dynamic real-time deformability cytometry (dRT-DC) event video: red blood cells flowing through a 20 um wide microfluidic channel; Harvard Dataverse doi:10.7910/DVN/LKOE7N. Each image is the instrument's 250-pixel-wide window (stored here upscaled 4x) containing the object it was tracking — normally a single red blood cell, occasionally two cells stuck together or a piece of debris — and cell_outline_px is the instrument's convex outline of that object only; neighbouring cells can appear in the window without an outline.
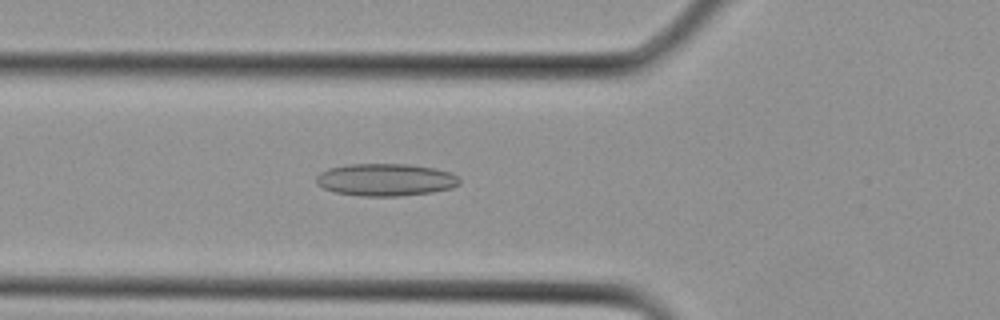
{"species": "Egyptian fruit bat (a non-hibernating species)", "species_latin": "Rousettus aegyptiacus", "temperature_condition": "cold", "stored_images_in_passage": 28, "camera_frame_rate_fps": 3000, "um_per_image_px": 0.085, "animal": {"sex": "female"}, "frame": {"image": 1, "passage_image": 11, "time_ms": 3.333, "image_size_px": [1000, 320], "cell_outline_px": [[460, 184], [452, 188], [432, 192], [400, 196], [360, 196], [336, 192], [324, 188], [316, 184], [316, 176], [320, 172], [328, 168], [348, 164], [408, 164], [436, 168], [448, 172], [456, 176], [460, 180]], "centroid_in_image_um": [32.76, 15.28], "position_along_channel_um": 93.0, "area_um2": 27.11}}
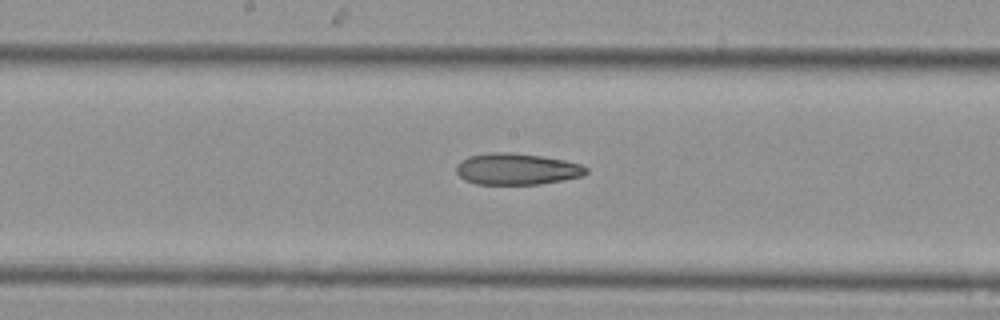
{"frame": {"image": 2, "passage_image": 16, "time_ms": 5.0, "image_size_px": [1000, 320], "cell_outline_px": [[588, 172], [584, 176], [540, 184], [476, 184], [464, 180], [456, 172], [456, 164], [460, 160], [468, 156], [492, 152], [500, 152], [540, 156], [564, 160], [580, 164], [588, 168]], "centroid_in_image_um": [43.91, 14.37], "position_along_channel_um": 204.3, "area_um2": 23.76}}
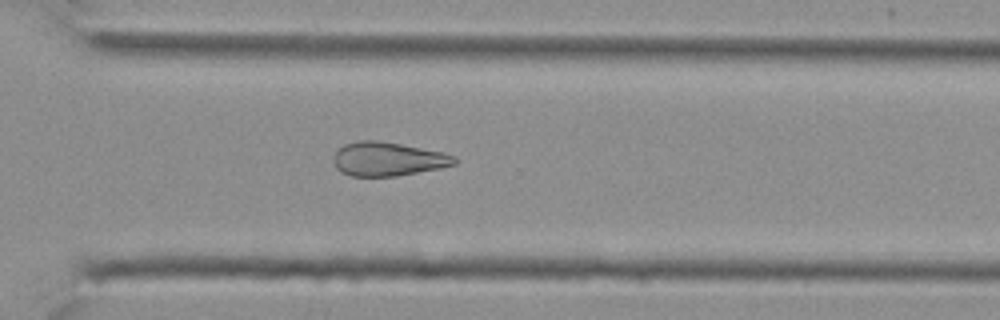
{"frame": {"image": 3, "passage_image": 22, "time_ms": 7.0, "image_size_px": [1000, 320], "cell_outline_px": [[456, 164], [440, 168], [396, 176], [352, 176], [340, 172], [336, 168], [332, 160], [332, 156], [344, 144], [360, 140], [376, 140], [400, 144], [444, 152], [456, 156]], "centroid_in_image_um": [32.95, 13.52], "position_along_channel_um": 337.6, "area_um2": 23.93}}